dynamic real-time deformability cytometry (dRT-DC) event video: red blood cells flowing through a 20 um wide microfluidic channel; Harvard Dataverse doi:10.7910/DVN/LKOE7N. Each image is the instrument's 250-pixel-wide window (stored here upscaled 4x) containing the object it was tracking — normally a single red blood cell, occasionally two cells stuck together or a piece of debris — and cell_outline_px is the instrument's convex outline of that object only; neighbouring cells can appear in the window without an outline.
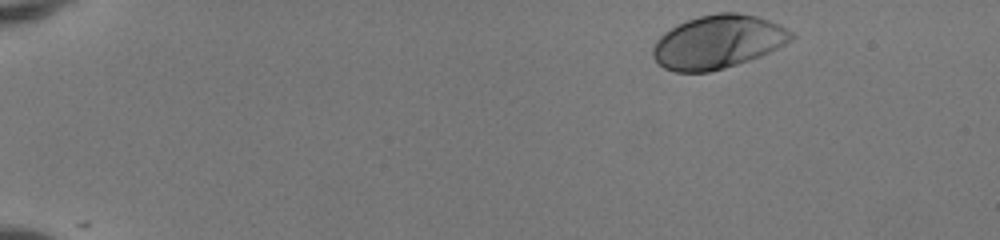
{"species": "human", "species_latin": "Homo sapiens", "temperature_condition": "room temperature", "stored_images_in_passage": 45, "camera_frame_rate_fps": 3000, "um_per_image_px": 0.085, "donor": {"sex": "female"}, "frame": {"image": 1, "passage_image": 1, "time_ms": 0.0, "image_size_px": [1000, 240], "cell_outline_px": [[796, 36], [792, 40], [760, 56], [724, 68], [708, 72], [676, 72], [664, 68], [652, 56], [652, 48], [656, 40], [664, 32], [688, 20], [700, 16], [720, 12], [736, 12], [756, 16], [780, 24], [792, 32]], "centroid_in_image_um": [61.02, 3.56], "position_along_channel_um": 24.0, "area_um2": 42.77}}
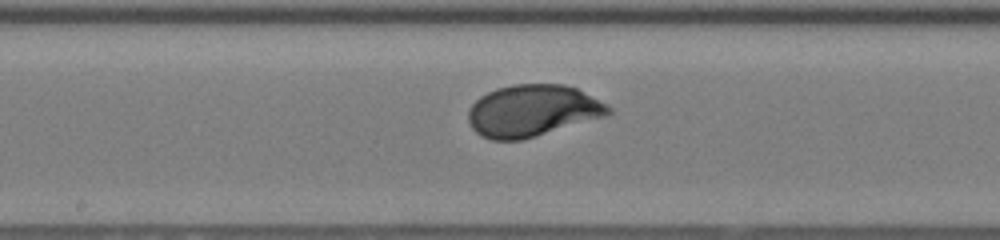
{"frame": {"image": 2, "passage_image": 23, "time_ms": 7.333, "image_size_px": [1000, 240], "cell_outline_px": [[612, 112], [608, 116], [524, 140], [492, 140], [480, 136], [468, 124], [468, 112], [472, 104], [480, 96], [496, 88], [512, 84], [564, 84], [576, 88], [612, 108]], "centroid_in_image_um": [45.25, 9.43], "position_along_channel_um": 203.0, "area_um2": 42.6}}
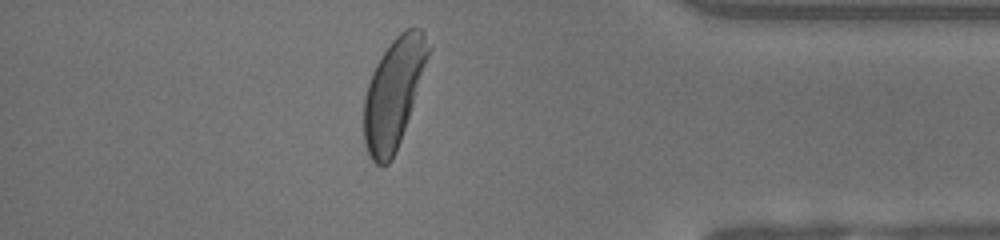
{"frame": {"image": 3, "passage_image": 39, "time_ms": 12.667, "image_size_px": [1000, 240], "cell_outline_px": [[432, 48], [396, 152], [392, 160], [388, 164], [376, 164], [372, 160], [364, 144], [364, 96], [372, 72], [376, 64], [392, 40], [404, 28], [420, 28], [424, 32]], "centroid_in_image_um": [33.46, 7.89], "position_along_channel_um": 401.7, "area_um2": 40.69}, "authors_computed_cell_mechanics": {"area_um2": 41.905, "velocity_mm_per_s": 4.131, "shape_relaxation_time_tau1_ms": 1.9522, "shape_relaxation_time_tau2_ms": null, "deformation_change_tau1": 0.1574, "deformation_change_tau2": null}}